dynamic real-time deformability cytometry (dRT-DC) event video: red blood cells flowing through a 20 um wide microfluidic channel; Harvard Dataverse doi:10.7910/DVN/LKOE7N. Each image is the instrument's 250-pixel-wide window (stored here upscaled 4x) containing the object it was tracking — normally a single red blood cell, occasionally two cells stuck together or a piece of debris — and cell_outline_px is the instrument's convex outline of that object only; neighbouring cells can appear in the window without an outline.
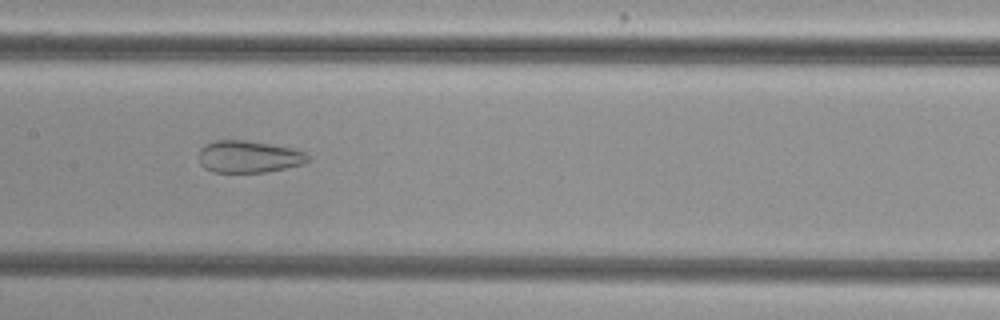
{"species": "common noctule bat (a hibernating species)", "species_latin": "Nyctalus noctula", "temperature_condition": "cold", "stored_images_in_passage": 34, "camera_frame_rate_fps": 3000, "um_per_image_px": 0.085, "animal": {"sex": "female", "body_mass_g": 29.2, "forearm_length_mm": 56.3}, "frame": {"image": 1, "passage_image": 19, "time_ms": 6.0, "image_size_px": [1000, 320], "cell_outline_px": [[308, 160], [304, 164], [264, 172], [212, 172], [204, 168], [200, 164], [200, 148], [216, 140], [244, 140], [292, 148], [304, 152], [308, 156]], "centroid_in_image_um": [21.12, 13.32], "position_along_channel_um": 186.3, "area_um2": 20.11}}
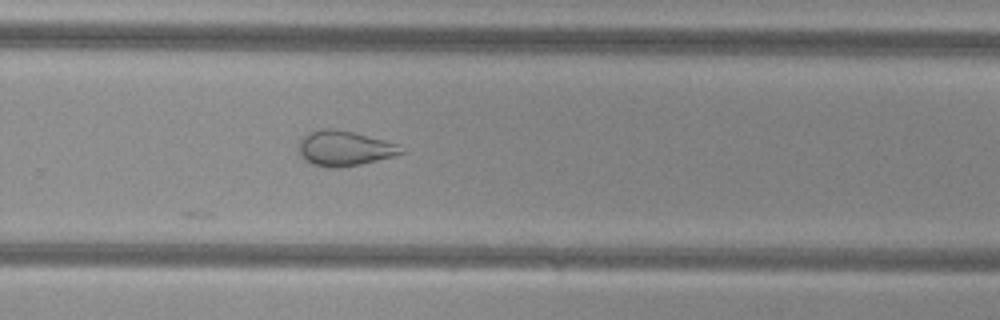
{"frame": {"image": 2, "passage_image": 28, "time_ms": 9.0, "image_size_px": [1000, 320], "cell_outline_px": [[404, 152], [392, 156], [360, 164], [340, 168], [328, 168], [312, 164], [304, 160], [300, 156], [300, 140], [308, 132], [320, 128], [332, 128], [352, 132], [400, 144]], "centroid_in_image_um": [29.25, 12.61], "position_along_channel_um": 300.6, "area_um2": 20.87}}